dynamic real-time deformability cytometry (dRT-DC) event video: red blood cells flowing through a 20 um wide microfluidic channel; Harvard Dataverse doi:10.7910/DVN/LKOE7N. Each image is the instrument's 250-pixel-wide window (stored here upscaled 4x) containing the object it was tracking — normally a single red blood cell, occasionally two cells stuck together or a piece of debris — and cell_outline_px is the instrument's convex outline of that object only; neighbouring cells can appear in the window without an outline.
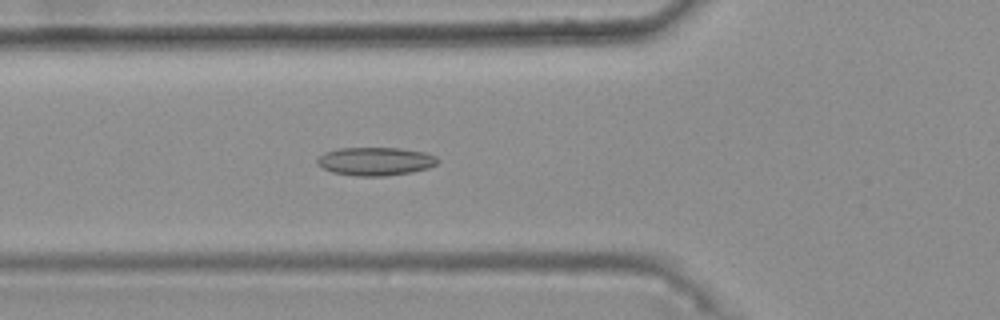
{"species": "common noctule bat (a hibernating species)", "species_latin": "Nyctalus noctula", "temperature_condition": "warm", "stored_images_in_passage": 37, "camera_frame_rate_fps": 3000, "um_per_image_px": 0.085, "animal": {"sex": "female", "body_mass_g": 25.1}, "frame": {"image": 1, "passage_image": 10, "time_ms": 3.0, "image_size_px": [1000, 320], "cell_outline_px": [[440, 160], [436, 164], [428, 168], [412, 172], [384, 176], [356, 176], [332, 172], [316, 164], [316, 160], [324, 152], [340, 148], [400, 148], [424, 152], [436, 156]], "centroid_in_image_um": [31.91, 13.71], "position_along_channel_um": 93.9, "area_um2": 19.88}}
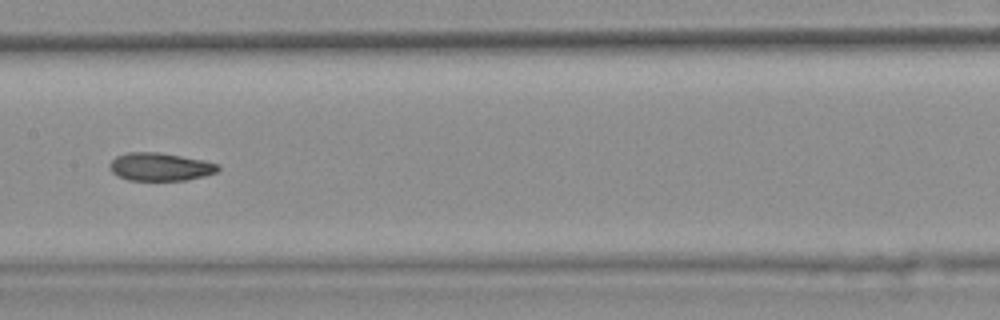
{"frame": {"image": 2, "passage_image": 18, "time_ms": 5.667, "image_size_px": [1000, 320], "cell_outline_px": [[220, 168], [216, 172], [204, 176], [184, 180], [128, 180], [112, 172], [108, 168], [108, 164], [116, 156], [128, 152], [160, 152], [204, 160], [220, 164]], "centroid_in_image_um": [13.61, 14.17], "position_along_channel_um": 193.8, "area_um2": 17.74}}
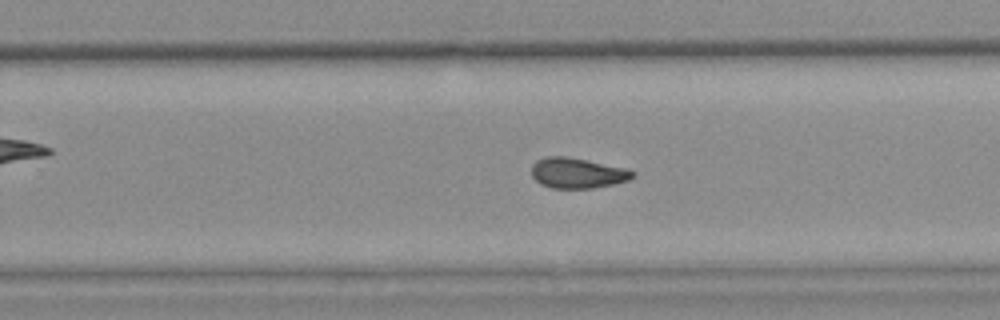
{"frame": {"image": 3, "passage_image": 25, "time_ms": 8.0, "image_size_px": [1000, 320], "cell_outline_px": [[636, 172], [628, 180], [612, 184], [592, 188], [552, 188], [540, 184], [532, 176], [532, 164], [536, 160], [548, 156], [564, 156], [624, 168]], "centroid_in_image_um": [49.02, 14.71], "position_along_channel_um": 280.8, "area_um2": 17.57}, "authors_computed_cell_mechanics": {"area_um2": 17.918, "velocity_mm_per_s": 3.7368, "shape_relaxation_time_tau1_ms": null, "shape_relaxation_time_tau2_ms": 4.2726, "deformation_change_tau1": null, "deformation_change_tau2": 0.0899}}